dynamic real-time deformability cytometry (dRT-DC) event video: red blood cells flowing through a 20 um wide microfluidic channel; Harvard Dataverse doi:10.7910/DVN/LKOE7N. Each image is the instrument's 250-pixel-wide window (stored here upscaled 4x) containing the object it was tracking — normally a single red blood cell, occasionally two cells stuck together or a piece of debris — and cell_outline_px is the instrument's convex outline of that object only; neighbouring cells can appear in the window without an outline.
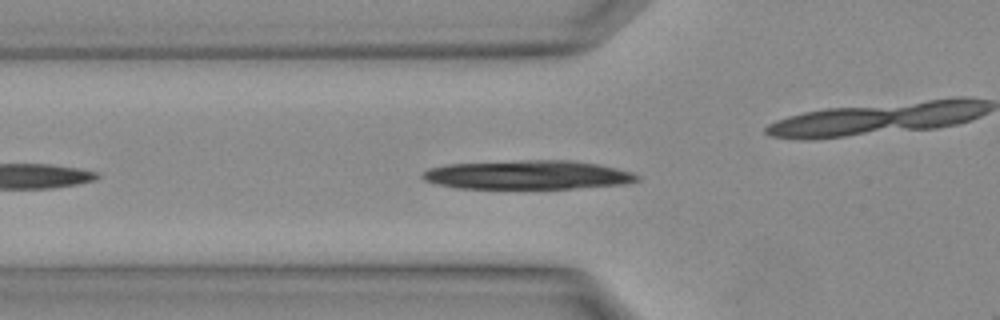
{"species": "Egyptian fruit bat (a non-hibernating species)", "species_latin": "Rousettus aegyptiacus", "temperature_condition": "warm", "stored_images_in_passage": 4, "camera_frame_rate_fps": 3000, "um_per_image_px": 0.085, "animal": {"sex": "female"}, "frame": {"image": 1, "passage_image": 3, "time_ms": 0.667, "image_size_px": [1000, 320], "cell_outline_px": [[640, 180], [624, 184], [572, 188], [456, 188], [436, 184], [424, 180], [420, 176], [428, 168], [448, 164], [520, 160], [568, 160], [596, 164], [616, 168], [632, 172], [640, 176]], "centroid_in_image_um": [44.84, 14.86], "position_along_channel_um": 81.0, "area_um2": 36.13}}